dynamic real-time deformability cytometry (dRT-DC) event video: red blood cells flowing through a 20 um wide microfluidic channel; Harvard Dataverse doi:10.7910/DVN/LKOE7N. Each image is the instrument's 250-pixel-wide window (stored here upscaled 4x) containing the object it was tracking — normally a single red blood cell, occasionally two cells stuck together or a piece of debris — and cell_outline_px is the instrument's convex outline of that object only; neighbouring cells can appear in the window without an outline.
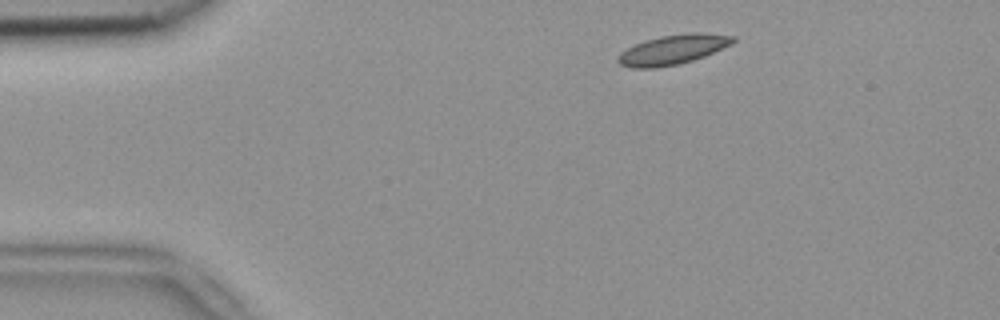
{"species": "common noctule bat (a hibernating species)", "species_latin": "Nyctalus noctula", "temperature_condition": "room temperature", "stored_images_in_passage": 5, "camera_frame_rate_fps": 3000, "um_per_image_px": 0.085, "animal": {"sex": "female", "body_mass_g": 18.4}, "frame": {"image": 1, "passage_image": 2, "time_ms": 0.333, "image_size_px": [1000, 320], "cell_outline_px": [[736, 40], [732, 44], [704, 56], [680, 64], [656, 68], [632, 68], [620, 64], [616, 60], [616, 56], [620, 52], [644, 40], [660, 36], [692, 32], [700, 32], [736, 36]], "centroid_in_image_um": [57.19, 4.21], "position_along_channel_um": 27.8, "area_um2": 20.0}}
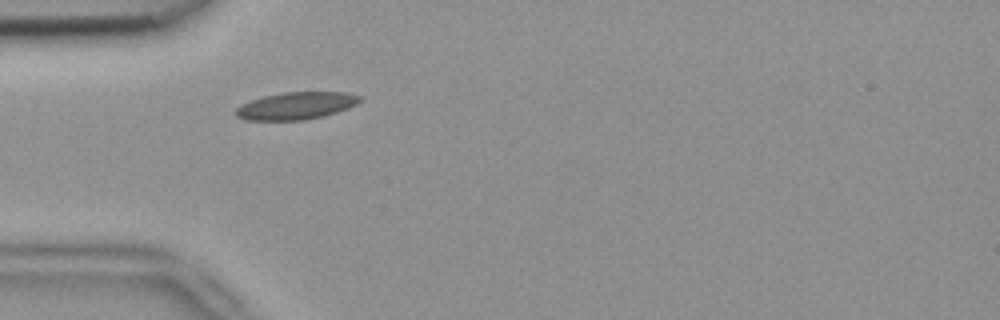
{"frame": {"image": 2, "passage_image": 4, "time_ms": 1.0, "image_size_px": [1000, 320], "cell_outline_px": [[364, 96], [356, 104], [348, 108], [324, 116], [304, 120], [248, 120], [236, 116], [232, 112], [240, 104], [264, 96], [284, 92], [344, 92]], "centroid_in_image_um": [25.16, 8.99], "position_along_channel_um": 59.8, "area_um2": 19.83}}